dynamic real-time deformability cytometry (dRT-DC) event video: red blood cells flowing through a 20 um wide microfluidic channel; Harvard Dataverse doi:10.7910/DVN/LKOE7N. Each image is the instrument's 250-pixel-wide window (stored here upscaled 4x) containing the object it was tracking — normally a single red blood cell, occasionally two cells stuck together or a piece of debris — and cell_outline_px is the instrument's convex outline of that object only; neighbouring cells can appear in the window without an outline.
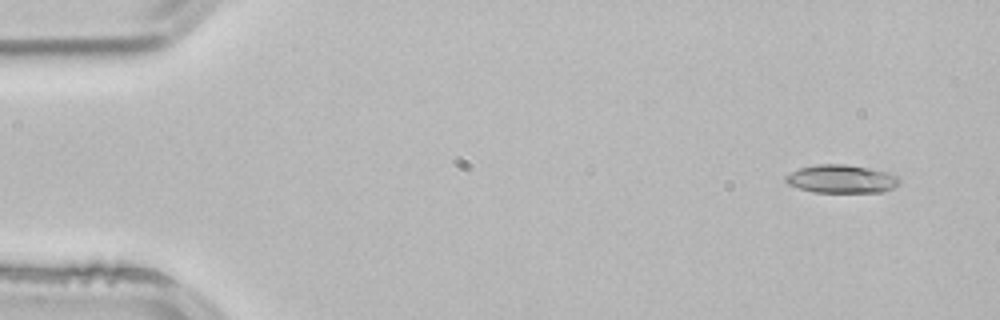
{"species": "common noctule bat (a hibernating species)", "species_latin": "Nyctalus noctula", "temperature_condition": "room temperature", "stored_images_in_passage": 2, "camera_frame_rate_fps": 3000, "um_per_image_px": 0.085, "animal": {"sex": "male", "body_mass_g": 21.5, "forearm_length_mm": 52.0}, "frame": {"image": 1, "passage_image": 1, "time_ms": 0.0, "image_size_px": [1000, 320], "cell_outline_px": [[900, 184], [892, 188], [880, 192], [816, 192], [800, 188], [788, 184], [784, 180], [784, 176], [788, 172], [800, 168], [816, 164], [844, 164], [868, 168], [888, 172], [896, 176], [900, 180]], "centroid_in_image_um": [71.49, 15.2], "position_along_channel_um": 13.5, "area_um2": 18.67}}